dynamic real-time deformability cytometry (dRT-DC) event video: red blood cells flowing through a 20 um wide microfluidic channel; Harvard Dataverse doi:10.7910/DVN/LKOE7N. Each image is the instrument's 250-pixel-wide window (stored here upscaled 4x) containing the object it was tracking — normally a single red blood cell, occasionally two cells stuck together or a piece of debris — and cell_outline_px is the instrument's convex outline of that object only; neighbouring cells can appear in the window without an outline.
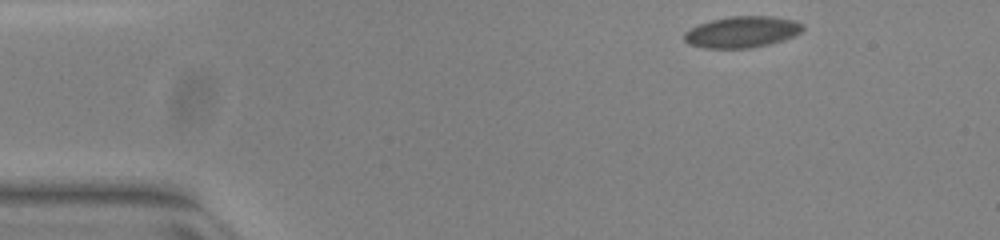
{"species": "common noctule bat (a hibernating species)", "species_latin": "Nyctalus noctula", "temperature_condition": "warm", "stored_images_in_passage": 48, "camera_frame_rate_fps": 3000, "um_per_image_px": 0.085, "animal": {"sex": "female", "body_mass_g": 23.0, "forearm_length_mm": 53.4}, "frame": {"image": 1, "passage_image": 1, "time_ms": 0.0, "image_size_px": [1000, 240], "cell_outline_px": [[804, 28], [800, 32], [792, 36], [768, 44], [748, 48], [704, 48], [688, 44], [684, 40], [684, 32], [700, 24], [712, 20], [732, 16], [772, 16], [796, 20], [804, 24]], "centroid_in_image_um": [63.07, 2.71], "position_along_channel_um": 21.9, "area_um2": 21.44}}
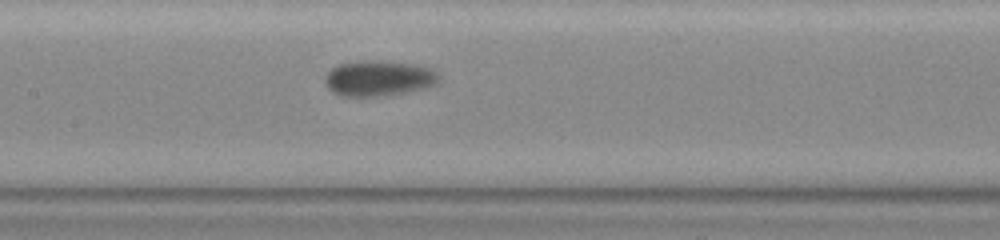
{"frame": {"image": 2, "passage_image": 20, "time_ms": 6.333, "image_size_px": [1000, 240], "cell_outline_px": [[440, 80], [436, 84], [424, 88], [404, 92], [380, 96], [340, 96], [332, 92], [328, 88], [324, 80], [324, 76], [332, 68], [340, 64], [360, 60], [372, 60], [412, 64], [432, 68], [440, 76]], "centroid_in_image_um": [32.17, 6.65], "position_along_channel_um": 175.2, "area_um2": 23.58}}
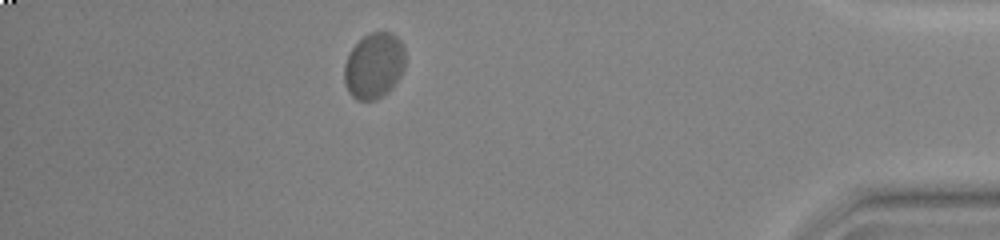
{"frame": {"image": 3, "passage_image": 42, "time_ms": 13.667, "image_size_px": [1000, 240], "cell_outline_px": [[404, 68], [400, 76], [392, 88], [388, 92], [376, 100], [356, 100], [348, 92], [344, 84], [344, 64], [352, 48], [364, 36], [372, 32], [392, 32], [400, 40], [404, 48]], "centroid_in_image_um": [31.78, 5.6], "position_along_channel_um": 403.4, "area_um2": 23.47}, "authors_computed_cell_mechanics": {"area_um2": 22.9177, "velocity_mm_per_s": 3.766, "shape_relaxation_time_tau1_ms": 1.3223, "shape_relaxation_time_tau2_ms": null, "deformation_change_tau1": 0.0626, "deformation_change_tau2": null}}